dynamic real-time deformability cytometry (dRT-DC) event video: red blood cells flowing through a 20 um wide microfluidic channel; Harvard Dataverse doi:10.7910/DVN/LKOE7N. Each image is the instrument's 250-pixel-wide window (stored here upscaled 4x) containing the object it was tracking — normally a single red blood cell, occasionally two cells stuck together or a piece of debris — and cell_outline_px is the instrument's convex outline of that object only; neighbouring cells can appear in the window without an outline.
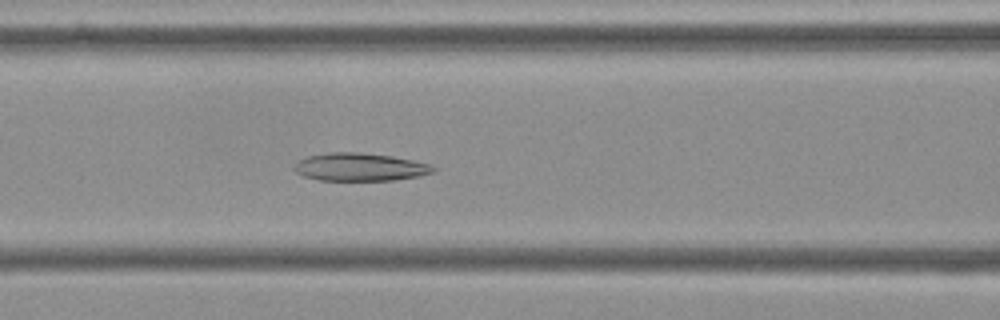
{"species": "Egyptian fruit bat (a non-hibernating species)", "species_latin": "Rousettus aegyptiacus", "temperature_condition": "cold", "stored_images_in_passage": 56, "camera_frame_rate_fps": 3000, "um_per_image_px": 0.085, "frame": {"image": 1, "passage_image": 23, "time_ms": 7.333, "image_size_px": [1000, 320], "cell_outline_px": [[436, 168], [432, 172], [420, 176], [392, 180], [320, 180], [304, 176], [296, 172], [292, 168], [300, 160], [308, 156], [328, 152], [356, 152], [392, 156], [432, 164]], "centroid_in_image_um": [30.6, 14.19], "position_along_channel_um": 136.0, "area_um2": 22.48}}
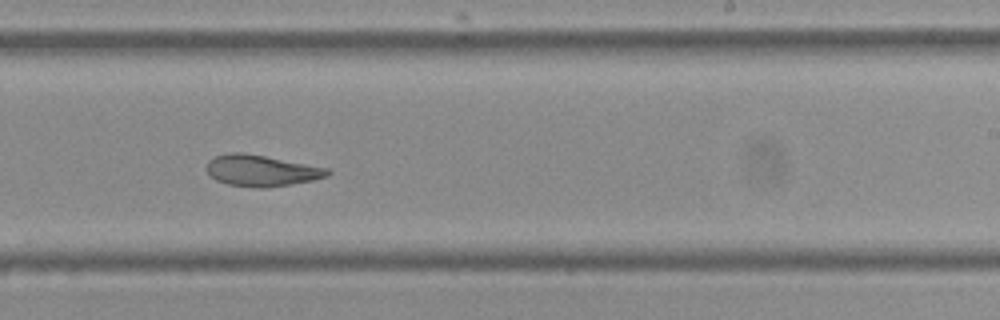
{"frame": {"image": 2, "passage_image": 34, "time_ms": 11.0, "image_size_px": [1000, 320], "cell_outline_px": [[332, 172], [328, 176], [312, 180], [264, 188], [256, 188], [228, 184], [216, 180], [208, 172], [208, 160], [216, 156], [228, 152], [240, 152], [264, 156], [328, 168]], "centroid_in_image_um": [22.22, 14.5], "position_along_channel_um": 266.8, "area_um2": 21.68}}
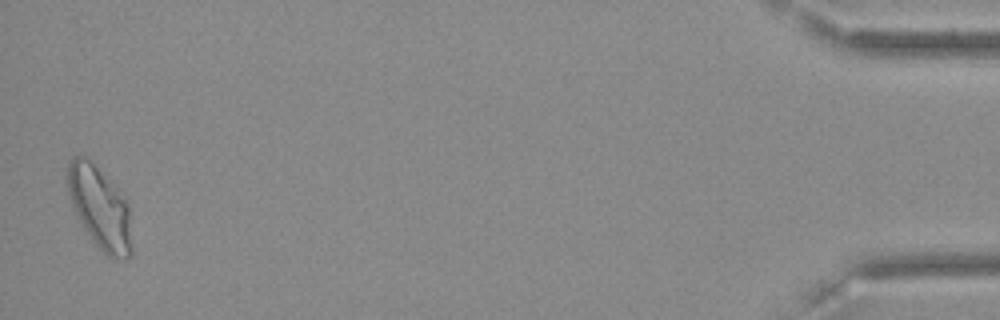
{"frame": {"image": 3, "passage_image": 55, "time_ms": 18.0, "image_size_px": [1000, 320], "cell_outline_px": [[132, 256], [128, 260], [112, 260], [96, 244], [84, 228], [76, 216], [68, 192], [64, 176], [64, 168], [72, 156], [84, 156], [128, 200], [132, 248]], "centroid_in_image_um": [8.46, 17.69], "position_along_channel_um": 426.7, "area_um2": 31.1}, "authors_computed_cell_mechanics": {"area_um2": 24.6517, "velocity_mm_per_s": 3.5778, "shape_relaxation_time_tau1_ms": 10.2898, "shape_relaxation_time_tau2_ms": 2.503, "deformation_change_tau1": 0.2033, "deformation_change_tau2": 0.0966}}